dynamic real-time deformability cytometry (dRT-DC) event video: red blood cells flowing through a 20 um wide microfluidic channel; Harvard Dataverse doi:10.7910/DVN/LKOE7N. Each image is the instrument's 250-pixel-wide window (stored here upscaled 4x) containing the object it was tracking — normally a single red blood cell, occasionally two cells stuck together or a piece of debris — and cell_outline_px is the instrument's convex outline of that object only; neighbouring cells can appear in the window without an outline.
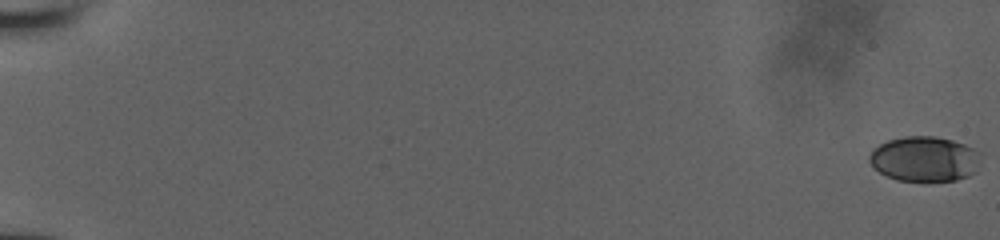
{"species": "human", "species_latin": "Homo sapiens", "temperature_condition": "room temperature", "stored_images_in_passage": 26, "camera_frame_rate_fps": 3000, "um_per_image_px": 0.085, "donor": {"sex": "male"}, "frame": {"image": 1, "passage_image": 1, "time_ms": 0.0, "image_size_px": [1000, 240], "cell_outline_px": [[980, 152], [976, 172], [968, 176], [956, 180], [896, 180], [872, 168], [868, 160], [868, 156], [872, 148], [888, 140], [904, 136], [936, 136], [952, 140], [964, 144]], "centroid_in_image_um": [78.55, 13.5], "position_along_channel_um": 6.5, "area_um2": 29.3}}
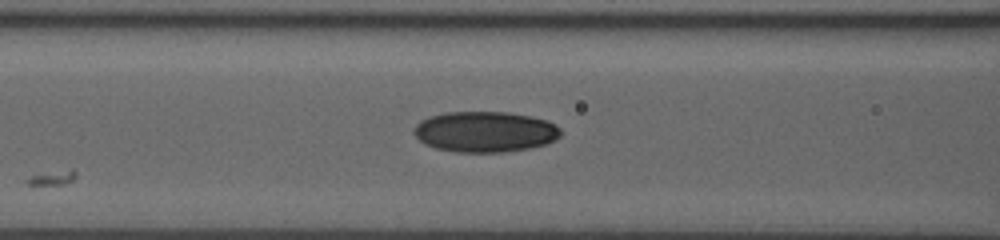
{"frame": {"image": 2, "passage_image": 23, "time_ms": 8.667, "image_size_px": [1000, 240], "cell_outline_px": [[560, 136], [556, 140], [544, 144], [528, 148], [504, 152], [456, 152], [436, 148], [424, 144], [412, 132], [412, 128], [420, 120], [428, 116], [444, 112], [508, 112], [528, 116], [544, 120], [556, 124], [560, 128]], "centroid_in_image_um": [41.18, 11.19], "position_along_channel_um": 125.4, "area_um2": 34.91}}
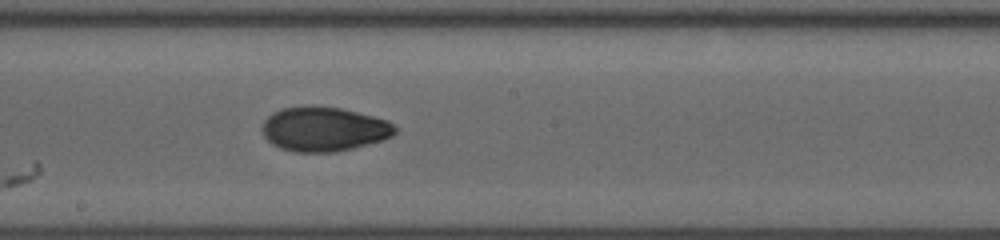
{"frame": {"image": 3, "passage_image": 26, "time_ms": 11.0, "image_size_px": [1000, 240], "cell_outline_px": [[396, 132], [392, 136], [380, 140], [352, 148], [336, 152], [292, 152], [280, 148], [272, 144], [264, 136], [260, 128], [264, 120], [272, 112], [280, 108], [340, 108], [388, 120], [396, 128]], "centroid_in_image_um": [27.49, 11.0], "position_along_channel_um": 220.7, "area_um2": 33.81}}